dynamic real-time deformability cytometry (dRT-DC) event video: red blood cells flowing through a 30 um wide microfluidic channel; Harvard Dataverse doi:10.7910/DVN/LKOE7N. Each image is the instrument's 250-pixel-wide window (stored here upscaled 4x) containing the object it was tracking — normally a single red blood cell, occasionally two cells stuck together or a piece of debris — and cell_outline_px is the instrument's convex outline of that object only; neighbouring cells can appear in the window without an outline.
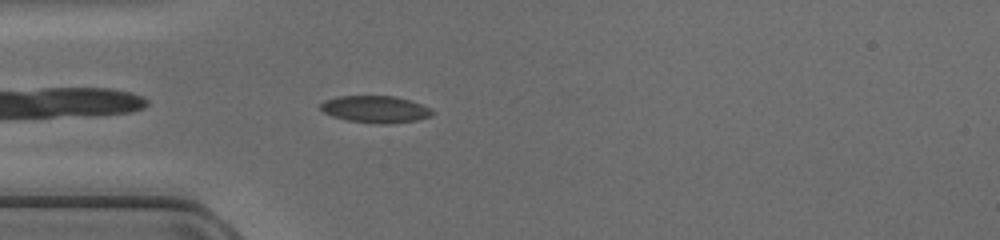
{"species": "common noctule bat (a hibernating species)", "species_latin": "Nyctalus noctula", "temperature_condition": "cold", "stored_images_in_passage": 36, "camera_frame_rate_fps": 3000, "um_per_image_px": 0.085, "animal": {"sex": "female", "body_mass_g": 17.0, "forearm_length_mm": 48.0}, "frame": {"image": 1, "passage_image": 2, "time_ms": 0.333, "image_size_px": [1000, 240], "cell_outline_px": [[432, 116], [416, 120], [388, 124], [380, 124], [348, 120], [332, 116], [324, 112], [320, 108], [320, 104], [324, 100], [336, 96], [396, 96], [432, 108]], "centroid_in_image_um": [31.89, 9.28], "position_along_channel_um": 53.1, "area_um2": 17.51}}
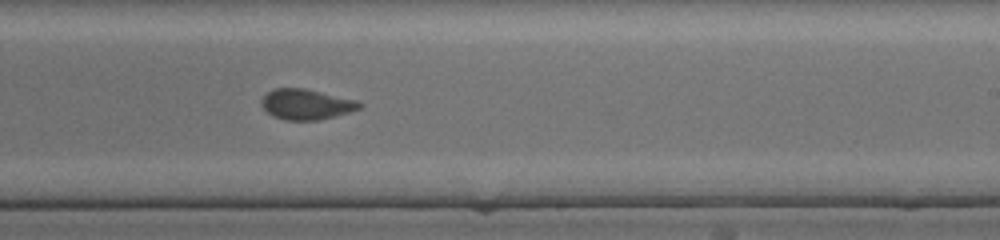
{"frame": {"image": 2, "passage_image": 17, "time_ms": 5.333, "image_size_px": [1000, 240], "cell_outline_px": [[364, 104], [360, 108], [348, 112], [320, 120], [284, 120], [272, 116], [260, 104], [260, 100], [272, 88], [304, 88], [356, 100]], "centroid_in_image_um": [26.0, 8.86], "position_along_channel_um": 263.0, "area_um2": 17.34}}
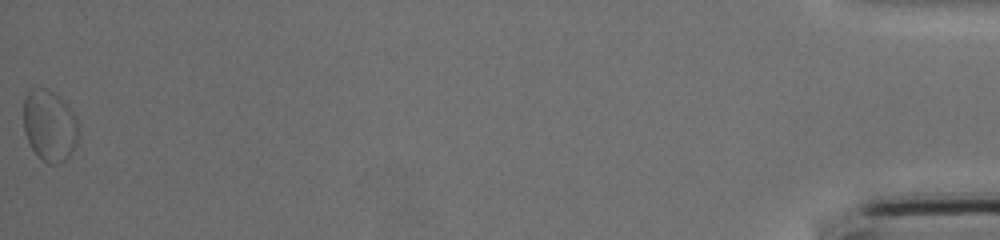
{"frame": {"image": 3, "passage_image": 36, "time_ms": 11.667, "image_size_px": [1000, 240], "cell_outline_px": [[76, 144], [72, 152], [64, 160], [56, 164], [48, 164], [40, 160], [32, 148], [24, 132], [24, 96], [28, 88], [44, 88], [52, 92], [68, 104], [76, 120]], "centroid_in_image_um": [4.17, 10.67], "position_along_channel_um": 431.0, "area_um2": 22.66}}